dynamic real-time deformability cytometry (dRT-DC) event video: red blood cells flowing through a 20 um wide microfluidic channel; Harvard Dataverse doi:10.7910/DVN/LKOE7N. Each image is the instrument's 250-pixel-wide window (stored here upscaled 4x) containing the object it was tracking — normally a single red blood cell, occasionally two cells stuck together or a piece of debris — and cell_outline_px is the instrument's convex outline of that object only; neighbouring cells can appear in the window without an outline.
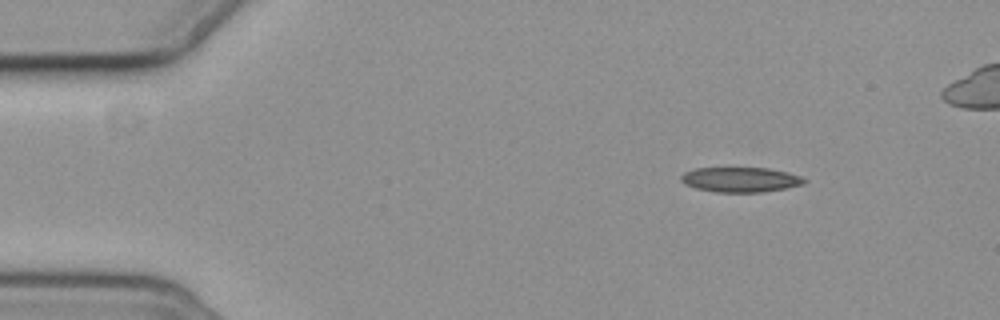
{"species": "common noctule bat (a hibernating species)", "species_latin": "Nyctalus noctula", "temperature_condition": "cold", "stored_images_in_passage": 3, "camera_frame_rate_fps": 3000, "um_per_image_px": 0.085, "animal": {"sex": "female", "body_mass_g": 19.3, "forearm_length_mm": 54.1}, "frame": {"image": 1, "passage_image": 3, "time_ms": 3.333, "image_size_px": [1000, 320], "cell_outline_px": [[808, 180], [804, 184], [784, 188], [760, 192], [716, 192], [696, 188], [684, 184], [680, 180], [680, 176], [684, 172], [696, 168], [768, 168], [788, 172], [800, 176]], "centroid_in_image_um": [62.92, 15.26], "position_along_channel_um": 22.1, "area_um2": 17.86}}